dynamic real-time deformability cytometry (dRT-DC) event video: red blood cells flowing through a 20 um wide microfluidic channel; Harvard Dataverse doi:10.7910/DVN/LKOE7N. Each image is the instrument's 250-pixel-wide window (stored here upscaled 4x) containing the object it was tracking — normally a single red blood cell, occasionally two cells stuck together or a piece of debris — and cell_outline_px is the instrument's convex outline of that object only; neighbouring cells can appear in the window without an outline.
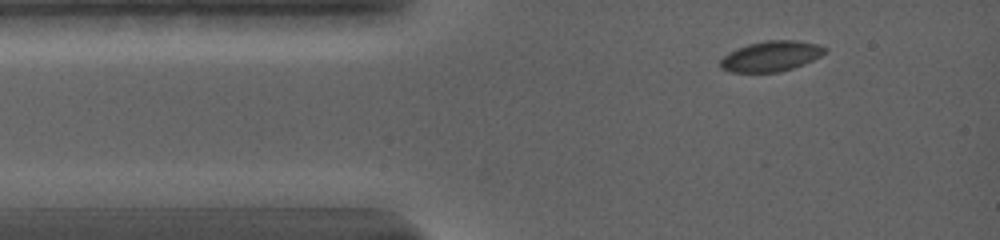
{"species": "common noctule bat (a hibernating species)", "species_latin": "Nyctalus noctula", "temperature_condition": "warm", "stored_images_in_passage": 46, "camera_frame_rate_fps": 5000, "um_per_image_px": 0.085, "animal": {"sex": "female", "body_mass_g": 19.0, "forearm_length_mm": 56.7}, "frame": {"image": 1, "passage_image": 1, "time_ms": 0.0, "image_size_px": [1000, 240], "cell_outline_px": [[828, 52], [804, 64], [780, 72], [732, 72], [720, 68], [720, 60], [728, 52], [736, 48], [748, 44], [764, 40], [796, 40], [820, 44], [828, 48]], "centroid_in_image_um": [65.56, 4.76], "position_along_channel_um": 19.4, "area_um2": 18.73}}
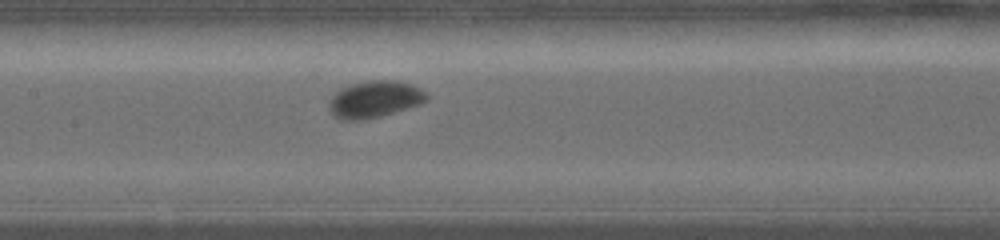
{"frame": {"image": 2, "passage_image": 27, "time_ms": 5.2, "image_size_px": [1000, 240], "cell_outline_px": [[428, 100], [420, 104], [380, 116], [364, 120], [340, 120], [328, 108], [328, 104], [332, 96], [340, 88], [352, 84], [368, 80], [392, 80], [412, 84], [420, 88], [428, 96]], "centroid_in_image_um": [31.83, 8.43], "position_along_channel_um": 175.6, "area_um2": 20.87}}
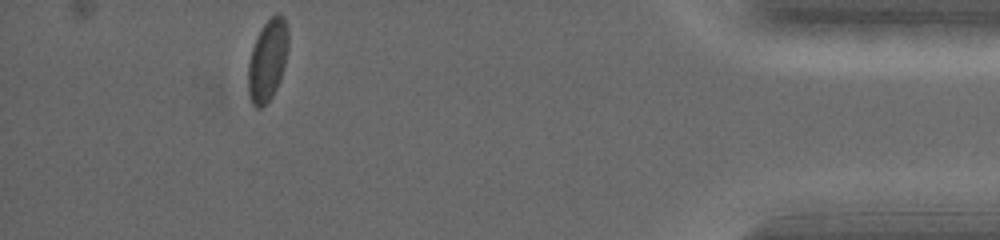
{"frame": {"image": 3, "passage_image": 46, "time_ms": 13.4, "image_size_px": [1000, 240], "cell_outline_px": [[288, 48], [280, 80], [272, 96], [260, 108], [256, 108], [252, 104], [248, 92], [248, 64], [252, 48], [256, 36], [264, 24], [276, 12], [280, 12], [284, 16], [288, 28]], "centroid_in_image_um": [22.75, 5.08], "position_along_channel_um": 412.5, "area_um2": 19.13}}